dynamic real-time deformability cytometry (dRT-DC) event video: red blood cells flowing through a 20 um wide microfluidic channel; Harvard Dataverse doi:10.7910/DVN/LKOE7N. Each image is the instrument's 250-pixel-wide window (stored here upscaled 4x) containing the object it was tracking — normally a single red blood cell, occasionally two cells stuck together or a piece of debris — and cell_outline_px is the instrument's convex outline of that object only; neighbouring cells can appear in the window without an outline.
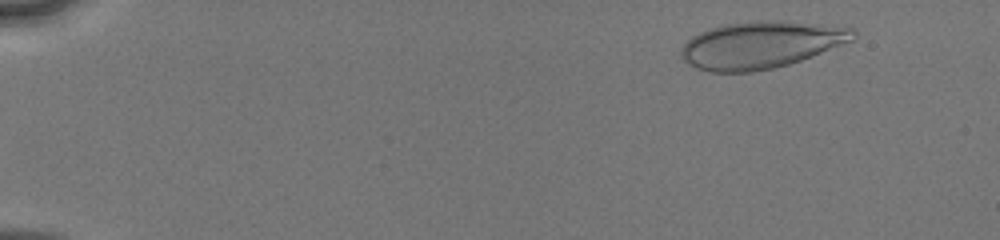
{"species": "human", "species_latin": "Homo sapiens", "temperature_condition": "cold", "stored_images_in_passage": 49, "camera_frame_rate_fps": 3000, "um_per_image_px": 0.085, "donor": {"sex": "male"}, "frame": {"image": 1, "passage_image": 4, "time_ms": 1.0, "image_size_px": [1000, 240], "cell_outline_px": [[856, 40], [800, 60], [788, 64], [772, 68], [752, 72], [712, 72], [696, 68], [688, 64], [680, 56], [680, 48], [692, 36], [708, 28], [724, 24], [752, 20], [784, 20], [844, 24], [856, 28]], "centroid_in_image_um": [64.77, 3.77], "position_along_channel_um": 20.2, "area_um2": 48.32}}
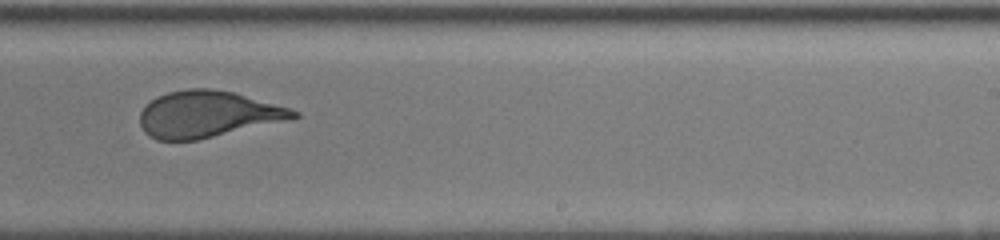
{"frame": {"image": 2, "passage_image": 32, "time_ms": 10.333, "image_size_px": [1000, 240], "cell_outline_px": [[300, 116], [284, 120], [196, 140], [156, 140], [148, 136], [144, 132], [140, 124], [140, 112], [156, 96], [168, 92], [188, 88], [212, 88], [232, 92], [288, 108], [300, 112]], "centroid_in_image_um": [17.57, 9.7], "position_along_channel_um": 271.4, "area_um2": 40.86}}
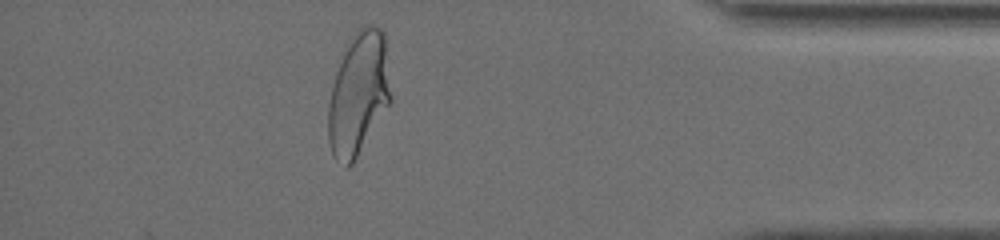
{"frame": {"image": 3, "passage_image": 44, "time_ms": 14.333, "image_size_px": [1000, 240], "cell_outline_px": [[392, 100], [352, 164], [348, 168], [344, 168], [332, 156], [328, 140], [328, 104], [332, 84], [336, 72], [344, 52], [356, 32], [360, 28], [368, 24], [372, 24], [380, 28], [384, 32], [392, 96]], "centroid_in_image_um": [30.48, 8.01], "position_along_channel_um": 404.7, "area_um2": 44.8}, "authors_computed_cell_mechanics": {"area_um2": 44.6216, "velocity_mm_per_s": 4.0935, "shape_relaxation_time_tau1_ms": 9.0318, "shape_relaxation_time_tau2_ms": null, "deformation_change_tau1": 0.2438, "deformation_change_tau2": null}}